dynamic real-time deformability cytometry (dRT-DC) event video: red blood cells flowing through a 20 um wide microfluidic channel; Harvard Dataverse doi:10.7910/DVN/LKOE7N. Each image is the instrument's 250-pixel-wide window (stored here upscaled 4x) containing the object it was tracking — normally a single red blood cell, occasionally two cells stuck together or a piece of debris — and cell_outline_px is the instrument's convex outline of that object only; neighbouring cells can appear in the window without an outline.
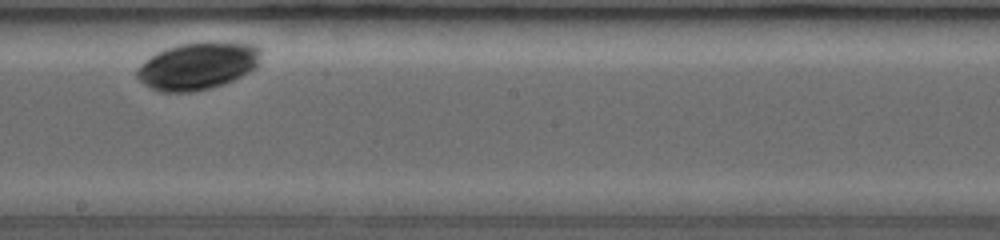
{"species": "common noctule bat (a hibernating species)", "species_latin": "Nyctalus noctula", "temperature_condition": "room temperature", "stored_images_in_passage": 20, "camera_frame_rate_fps": 3000, "um_per_image_px": 0.085, "animal": {"sex": "female", "body_mass_g": 19.0, "forearm_length_mm": 53.3}, "frame": {"image": 1, "passage_image": 11, "time_ms": 4.667, "image_size_px": [1000, 240], "cell_outline_px": [[260, 64], [256, 68], [224, 84], [212, 88], [192, 92], [160, 92], [144, 84], [136, 76], [136, 68], [144, 60], [156, 52], [164, 48], [180, 44], [256, 44], [260, 48]], "centroid_in_image_um": [16.77, 5.64], "position_along_channel_um": 231.4, "area_um2": 33.76}}
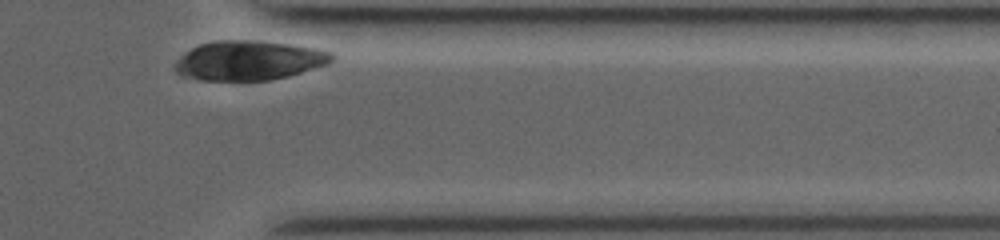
{"frame": {"image": 2, "passage_image": 20, "time_ms": 9.0, "image_size_px": [1000, 240], "cell_outline_px": [[336, 60], [328, 64], [288, 76], [268, 80], [200, 80], [180, 76], [176, 72], [176, 60], [180, 56], [192, 48], [200, 44], [216, 40], [256, 40], [320, 48], [332, 52], [336, 56]], "centroid_in_image_um": [21.2, 5.13], "position_along_channel_um": 390.2, "area_um2": 36.3}}